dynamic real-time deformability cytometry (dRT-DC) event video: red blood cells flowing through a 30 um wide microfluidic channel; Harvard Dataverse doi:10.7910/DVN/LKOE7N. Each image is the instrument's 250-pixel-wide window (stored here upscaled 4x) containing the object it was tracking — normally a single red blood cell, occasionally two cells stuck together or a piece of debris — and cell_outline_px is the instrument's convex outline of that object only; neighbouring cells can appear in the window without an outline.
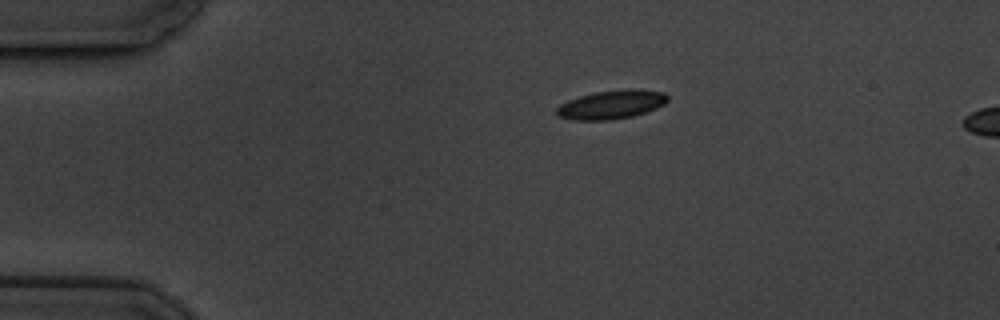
{"species": "common noctule bat (a hibernating species)", "species_latin": "Nyctalus noctula", "temperature_condition": "cold", "stored_images_in_passage": 6, "camera_frame_rate_fps": 3000, "um_per_image_px": 0.085, "animal": {"sex": "male", "body_mass_g": 19.5, "forearm_length_mm": 54.6}, "frame": {"image": 1, "passage_image": 1, "time_ms": 0.0, "image_size_px": [1000, 320], "cell_outline_px": [[668, 100], [664, 104], [656, 108], [632, 116], [612, 120], [572, 120], [560, 116], [556, 112], [556, 108], [560, 104], [568, 100], [580, 96], [596, 92], [624, 88], [632, 88], [664, 92], [668, 96]], "centroid_in_image_um": [51.98, 8.88], "position_along_channel_um": 33.0, "area_um2": 18.61}}